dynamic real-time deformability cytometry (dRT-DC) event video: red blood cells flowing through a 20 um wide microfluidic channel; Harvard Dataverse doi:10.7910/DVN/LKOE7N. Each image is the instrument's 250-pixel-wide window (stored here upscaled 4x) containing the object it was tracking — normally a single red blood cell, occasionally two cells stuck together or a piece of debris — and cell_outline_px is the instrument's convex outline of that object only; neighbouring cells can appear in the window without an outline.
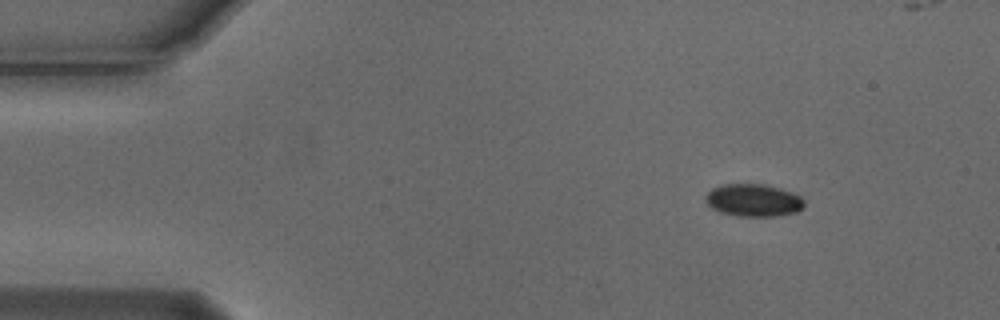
{"species": "Egyptian fruit bat (a non-hibernating species)", "species_latin": "Rousettus aegyptiacus", "temperature_condition": "cold", "stored_images_in_passage": 6, "camera_frame_rate_fps": 3000, "um_per_image_px": 0.085, "animal": {"sex": "male"}, "frame": {"image": 1, "passage_image": 1, "time_ms": 0.0, "image_size_px": [1000, 320], "cell_outline_px": [[804, 204], [796, 212], [772, 216], [740, 216], [724, 212], [712, 208], [704, 200], [704, 196], [712, 188], [720, 184], [764, 184], [780, 188], [792, 192], [800, 196], [804, 200]], "centroid_in_image_um": [64.02, 17.0], "position_along_channel_um": 21.0, "area_um2": 18.55}}
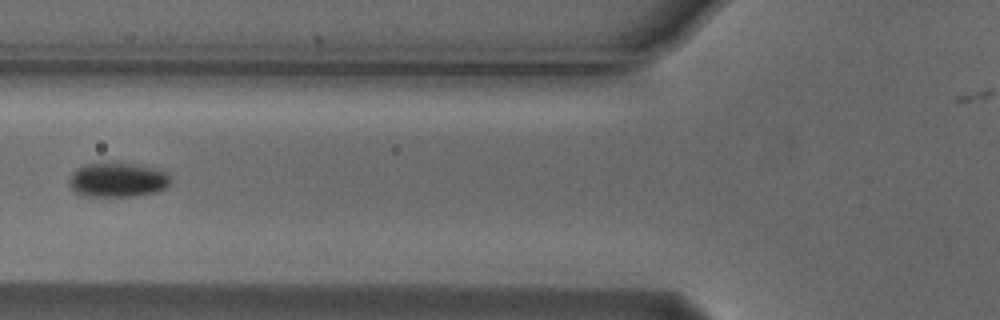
{"frame": {"image": 2, "passage_image": 5, "time_ms": 1.333, "image_size_px": [1000, 320], "cell_outline_px": [[172, 180], [164, 188], [156, 192], [132, 196], [84, 196], [76, 192], [68, 184], [68, 180], [72, 172], [76, 168], [84, 164], [108, 160], [116, 160], [156, 168], [172, 176]], "centroid_in_image_um": [9.97, 15.23], "position_along_channel_um": 115.8, "area_um2": 21.1}}
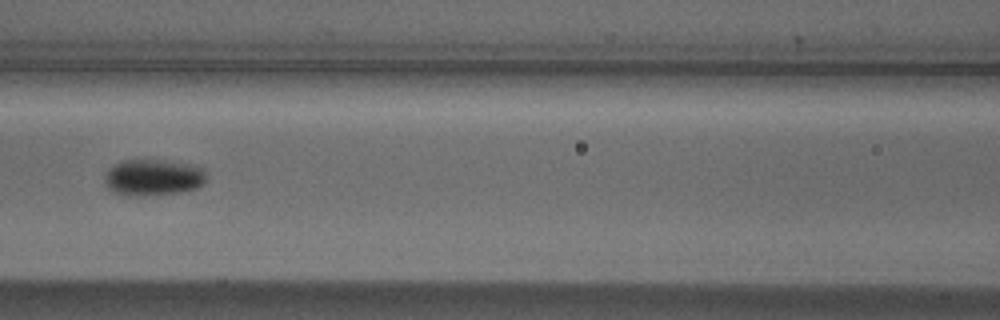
{"frame": {"image": 3, "passage_image": 6, "time_ms": 1.667, "image_size_px": [1000, 320], "cell_outline_px": [[204, 184], [196, 188], [180, 192], [144, 196], [124, 196], [112, 192], [104, 184], [104, 172], [112, 164], [120, 160], [140, 156], [192, 164], [204, 168]], "centroid_in_image_um": [12.92, 15.03], "position_along_channel_um": 153.7, "area_um2": 22.77}}